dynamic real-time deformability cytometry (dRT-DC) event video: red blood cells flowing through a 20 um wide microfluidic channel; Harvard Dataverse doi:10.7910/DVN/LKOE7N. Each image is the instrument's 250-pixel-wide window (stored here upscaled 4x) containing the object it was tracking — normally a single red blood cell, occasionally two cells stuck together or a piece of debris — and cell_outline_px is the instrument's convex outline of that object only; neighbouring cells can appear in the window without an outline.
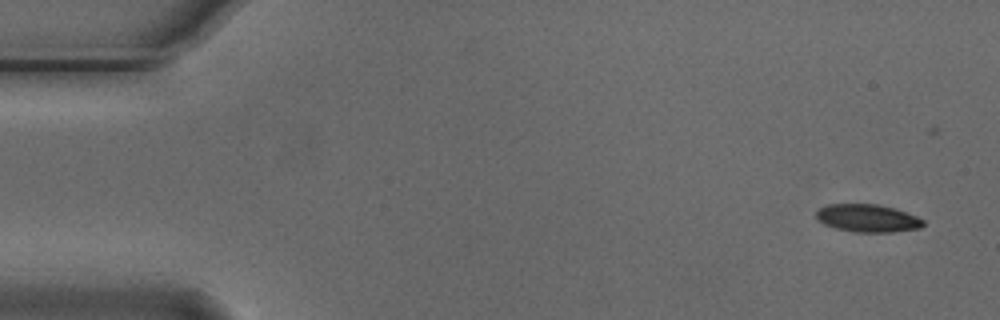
{"species": "Egyptian fruit bat (a non-hibernating species)", "species_latin": "Rousettus aegyptiacus", "temperature_condition": "cold", "stored_images_in_passage": 6, "camera_frame_rate_fps": 3000, "um_per_image_px": 0.085, "animal": {"sex": "male"}, "frame": {"image": 1, "passage_image": 1, "time_ms": 0.0, "image_size_px": [1000, 320], "cell_outline_px": [[924, 224], [920, 228], [892, 232], [856, 232], [836, 228], [824, 224], [816, 216], [816, 212], [820, 208], [828, 204], [880, 204], [896, 208], [916, 216], [924, 220]], "centroid_in_image_um": [73.77, 18.54], "position_along_channel_um": 11.2, "area_um2": 17.28}}
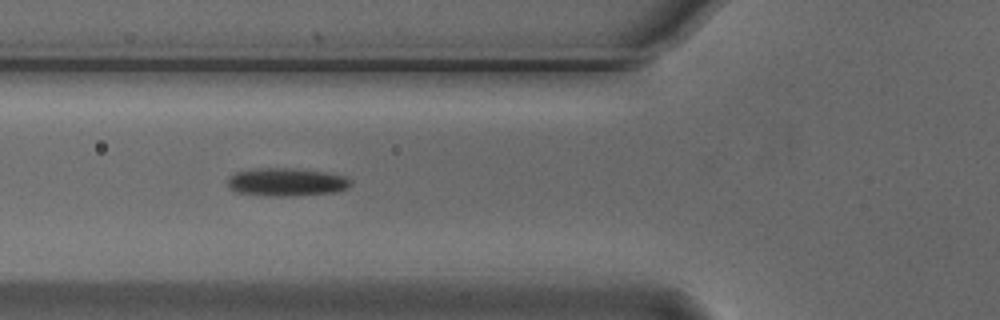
{"frame": {"image": 2, "passage_image": 5, "time_ms": 1.333, "image_size_px": [1000, 320], "cell_outline_px": [[352, 184], [348, 188], [336, 192], [292, 196], [268, 196], [236, 192], [228, 188], [228, 176], [236, 172], [260, 168], [288, 168], [328, 172], [344, 176], [352, 180]], "centroid_in_image_um": [24.36, 15.48], "position_along_channel_um": 101.4, "area_um2": 20.29}}
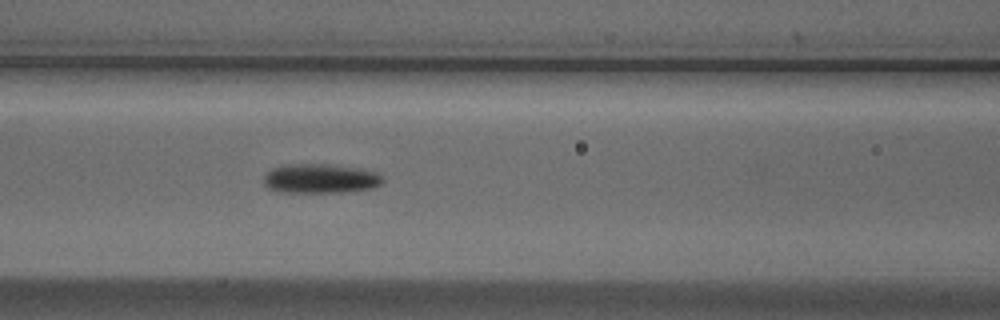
{"frame": {"image": 3, "passage_image": 6, "time_ms": 1.667, "image_size_px": [1000, 320], "cell_outline_px": [[384, 180], [380, 184], [372, 188], [344, 192], [284, 192], [268, 188], [264, 184], [264, 176], [272, 168], [284, 164], [332, 164], [360, 168], [376, 172]], "centroid_in_image_um": [27.23, 15.17], "position_along_channel_um": 139.4, "area_um2": 20.4}}